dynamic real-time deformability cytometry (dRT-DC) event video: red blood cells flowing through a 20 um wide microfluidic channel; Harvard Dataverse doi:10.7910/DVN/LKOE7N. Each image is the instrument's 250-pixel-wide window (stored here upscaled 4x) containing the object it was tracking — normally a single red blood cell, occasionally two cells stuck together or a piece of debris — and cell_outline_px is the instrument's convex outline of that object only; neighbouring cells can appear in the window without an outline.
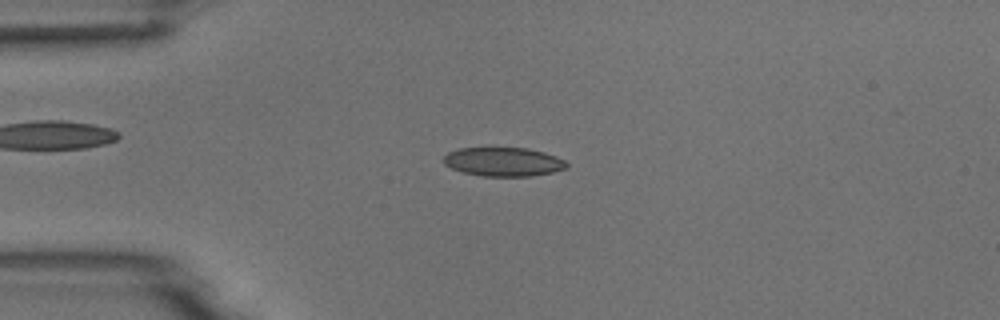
{"species": "common noctule bat (a hibernating species)", "species_latin": "Nyctalus noctula", "temperature_condition": "room temperature", "stored_images_in_passage": 5, "camera_frame_rate_fps": 3000, "um_per_image_px": 0.085, "animal": {"sex": "male", "body_mass_g": 18.8}, "frame": {"image": 1, "passage_image": 3, "time_ms": 2.333, "image_size_px": [1000, 320], "cell_outline_px": [[568, 168], [552, 172], [532, 176], [480, 176], [464, 172], [452, 168], [444, 164], [444, 156], [448, 152], [460, 148], [528, 148], [544, 152], [556, 156], [564, 160], [568, 164]], "centroid_in_image_um": [42.81, 13.75], "position_along_channel_um": 42.2, "area_um2": 20.69}}